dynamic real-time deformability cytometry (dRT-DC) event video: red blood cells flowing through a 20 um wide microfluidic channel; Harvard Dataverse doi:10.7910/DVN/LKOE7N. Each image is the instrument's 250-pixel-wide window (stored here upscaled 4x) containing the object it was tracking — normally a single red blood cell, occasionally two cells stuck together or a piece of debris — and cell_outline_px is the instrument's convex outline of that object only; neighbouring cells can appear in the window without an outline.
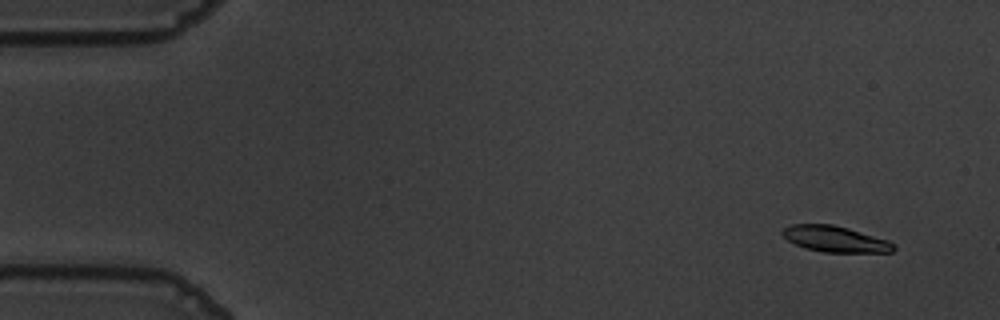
{"species": "common noctule bat (a hibernating species)", "species_latin": "Nyctalus noctula", "temperature_condition": "warm", "stored_images_in_passage": 53, "camera_frame_rate_fps": 3000, "um_per_image_px": 0.085, "animal": {"sex": "male", "body_mass_g": 19.5, "forearm_length_mm": 54.6}, "frame": {"image": 1, "passage_image": 1, "time_ms": 0.0, "image_size_px": [1000, 320], "cell_outline_px": [[896, 248], [892, 252], [824, 252], [804, 248], [788, 240], [780, 232], [784, 228], [792, 224], [832, 224], [848, 228], [888, 240], [896, 244]], "centroid_in_image_um": [71.0, 20.32], "position_along_channel_um": 14.0, "area_um2": 16.82}}
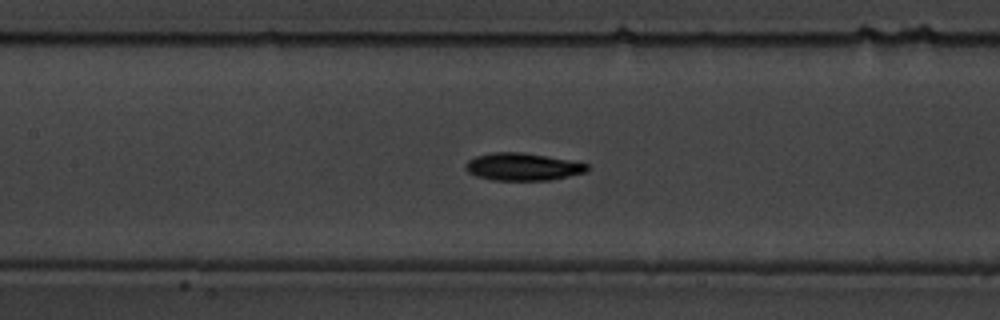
{"frame": {"image": 2, "passage_image": 23, "time_ms": 7.333, "image_size_px": [1000, 320], "cell_outline_px": [[588, 168], [584, 172], [552, 180], [492, 180], [476, 176], [468, 172], [464, 168], [464, 164], [468, 160], [476, 156], [492, 152], [524, 152], [572, 160], [588, 164]], "centroid_in_image_um": [44.39, 14.17], "position_along_channel_um": 163.0, "area_um2": 19.59}}
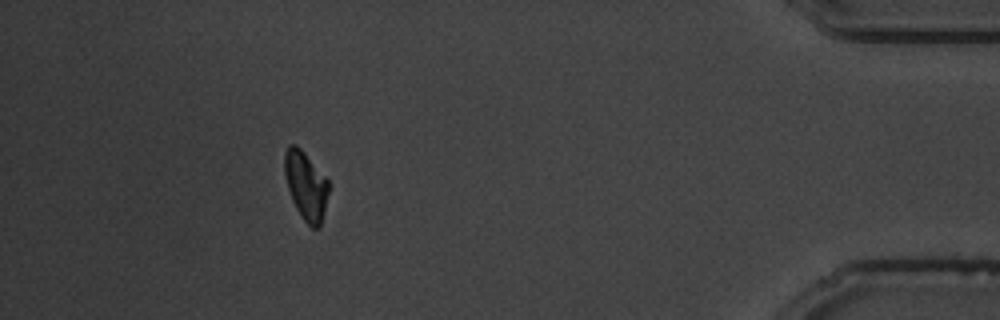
{"frame": {"image": 3, "passage_image": 48, "time_ms": 15.667, "image_size_px": [1000, 320], "cell_outline_px": [[328, 192], [320, 228], [312, 228], [304, 220], [296, 208], [292, 200], [288, 188], [284, 172], [284, 152], [288, 144], [296, 144], [304, 152], [328, 180]], "centroid_in_image_um": [25.97, 15.75], "position_along_channel_um": 409.2, "area_um2": 17.4}, "authors_computed_cell_mechanics": {"area_um2": 18.6694, "velocity_mm_per_s": 3.6067, "shape_relaxation_time_tau1_ms": 4.0644, "shape_relaxation_time_tau2_ms": null, "deformation_change_tau1": 0.1538, "deformation_change_tau2": null}}